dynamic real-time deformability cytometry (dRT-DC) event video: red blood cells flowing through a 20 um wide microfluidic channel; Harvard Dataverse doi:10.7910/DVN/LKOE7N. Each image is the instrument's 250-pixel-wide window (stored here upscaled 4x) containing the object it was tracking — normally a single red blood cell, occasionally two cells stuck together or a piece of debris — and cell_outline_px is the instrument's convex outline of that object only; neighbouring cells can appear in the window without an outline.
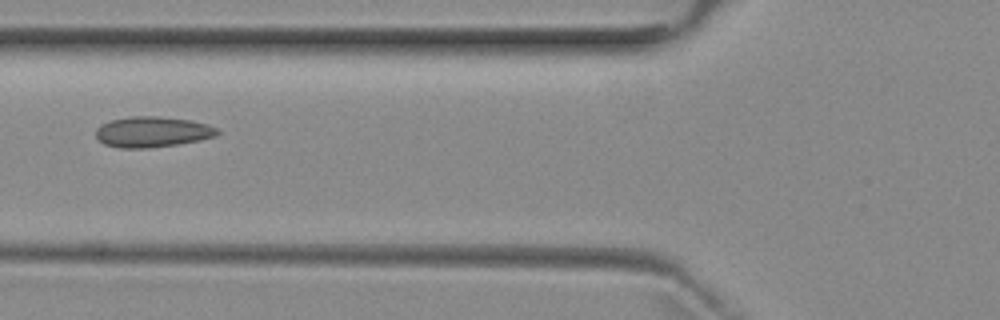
{"species": "common noctule bat (a hibernating species)", "species_latin": "Nyctalus noctula", "temperature_condition": "room temperature", "stored_images_in_passage": 2, "camera_frame_rate_fps": 3000, "um_per_image_px": 0.085, "animal": {"sex": "female", "body_mass_g": 29.2, "forearm_length_mm": 56.3}, "frame": {"image": 1, "passage_image": 2, "time_ms": 1.0, "image_size_px": [1000, 320], "cell_outline_px": [[220, 132], [216, 136], [176, 144], [148, 148], [120, 148], [104, 144], [96, 136], [96, 128], [100, 124], [112, 120], [132, 116], [156, 116], [192, 120], [208, 124], [216, 128]], "centroid_in_image_um": [12.93, 11.2], "position_along_channel_um": 112.9, "area_um2": 21.56}}